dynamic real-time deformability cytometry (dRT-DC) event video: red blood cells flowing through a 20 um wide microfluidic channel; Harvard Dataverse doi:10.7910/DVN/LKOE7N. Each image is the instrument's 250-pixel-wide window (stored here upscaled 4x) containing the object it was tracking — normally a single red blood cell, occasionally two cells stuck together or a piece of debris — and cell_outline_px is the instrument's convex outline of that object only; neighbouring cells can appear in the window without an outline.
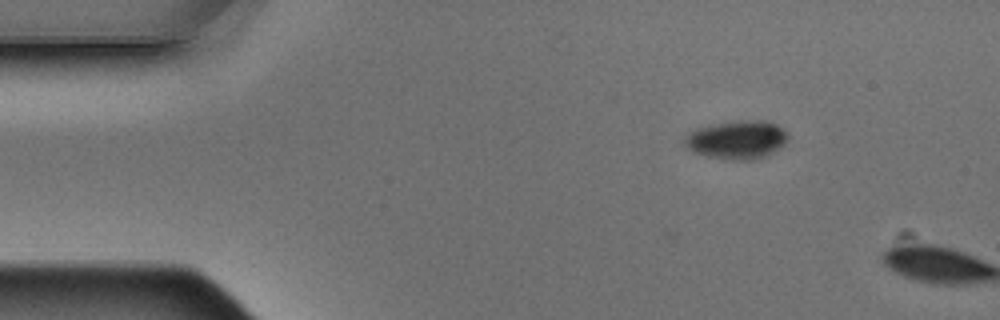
{"species": "Egyptian fruit bat (a non-hibernating species)", "species_latin": "Rousettus aegyptiacus", "temperature_condition": "warm", "stored_images_in_passage": 4, "camera_frame_rate_fps": 3000, "um_per_image_px": 0.085, "animal": {"sex": "male"}, "frame": {"image": 1, "passage_image": 3, "time_ms": 0.667, "image_size_px": [1000, 320], "cell_outline_px": [[788, 140], [784, 144], [772, 152], [764, 156], [752, 160], [732, 160], [708, 156], [696, 152], [688, 148], [684, 144], [684, 136], [688, 132], [696, 128], [716, 124], [740, 120], [768, 120], [784, 128], [788, 132]], "centroid_in_image_um": [62.66, 11.86], "position_along_channel_um": 22.3, "area_um2": 23.18}}